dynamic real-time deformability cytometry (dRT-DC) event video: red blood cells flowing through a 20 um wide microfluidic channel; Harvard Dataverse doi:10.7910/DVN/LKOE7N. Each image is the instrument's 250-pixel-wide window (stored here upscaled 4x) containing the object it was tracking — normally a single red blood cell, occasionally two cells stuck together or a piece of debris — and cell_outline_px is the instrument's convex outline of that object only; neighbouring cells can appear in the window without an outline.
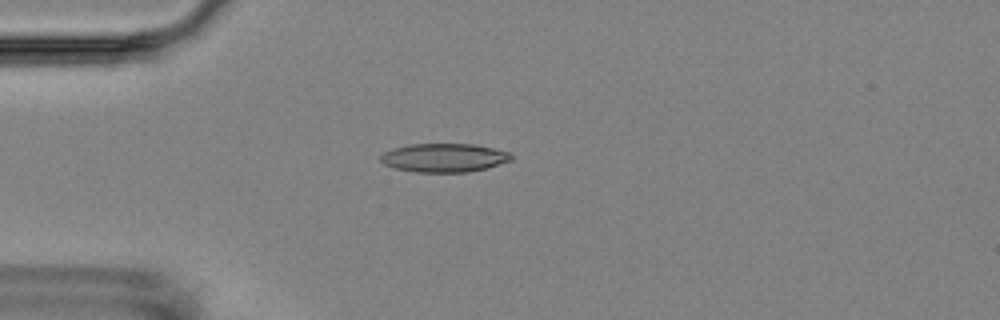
{"species": "Egyptian fruit bat (a non-hibernating species)", "species_latin": "Rousettus aegyptiacus", "temperature_condition": "room temperature", "stored_images_in_passage": 1, "camera_frame_rate_fps": 3000, "um_per_image_px": 0.085, "animal": {"sex": "female"}, "frame": {"image": 1, "passage_image": 1, "time_ms": 0.0, "image_size_px": [1000, 320], "cell_outline_px": [[512, 160], [488, 168], [468, 172], [416, 172], [396, 168], [384, 164], [380, 160], [380, 156], [384, 152], [392, 148], [408, 144], [472, 144], [512, 152]], "centroid_in_image_um": [37.76, 13.4], "position_along_channel_um": 47.2, "area_um2": 21.91}}